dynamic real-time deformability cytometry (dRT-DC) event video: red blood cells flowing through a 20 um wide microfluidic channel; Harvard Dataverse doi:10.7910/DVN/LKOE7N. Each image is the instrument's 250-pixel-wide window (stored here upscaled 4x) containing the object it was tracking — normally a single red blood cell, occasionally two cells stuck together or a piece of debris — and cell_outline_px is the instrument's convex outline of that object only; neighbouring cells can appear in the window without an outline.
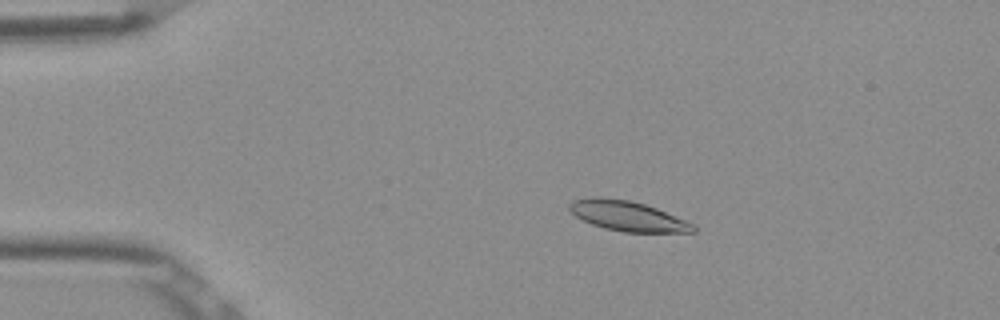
{"species": "Egyptian fruit bat (a non-hibernating species)", "species_latin": "Rousettus aegyptiacus", "temperature_condition": "room temperature", "stored_images_in_passage": 46, "camera_frame_rate_fps": 3000, "um_per_image_px": 0.085, "frame": {"image": 1, "passage_image": 4, "time_ms": 1.0, "image_size_px": [1000, 320], "cell_outline_px": [[696, 232], [624, 232], [604, 228], [592, 224], [576, 216], [568, 208], [568, 204], [572, 200], [596, 196], [632, 200], [656, 208], [696, 224]], "centroid_in_image_um": [53.36, 18.35], "position_along_channel_um": 31.6, "area_um2": 21.73}}
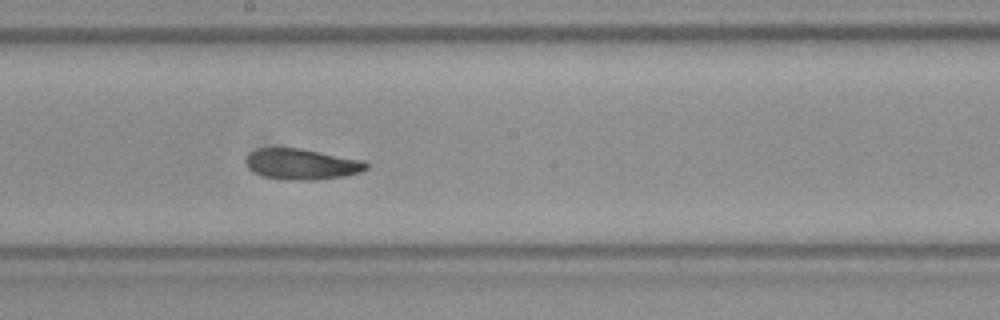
{"frame": {"image": 2, "passage_image": 23, "time_ms": 7.333, "image_size_px": [1000, 320], "cell_outline_px": [[368, 168], [360, 172], [344, 176], [316, 180], [292, 180], [264, 176], [248, 168], [244, 160], [252, 152], [260, 148], [300, 148], [364, 160], [368, 164]], "centroid_in_image_um": [25.68, 13.95], "position_along_channel_um": 222.5, "area_um2": 21.44}}
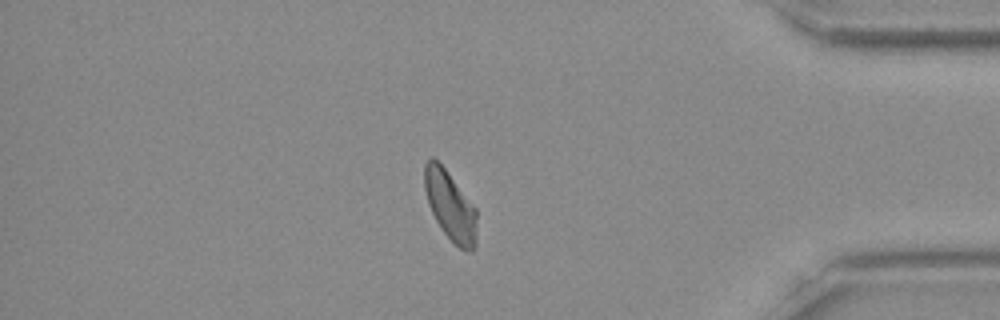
{"frame": {"image": 3, "passage_image": 39, "time_ms": 12.667, "image_size_px": [1000, 320], "cell_outline_px": [[476, 244], [468, 252], [460, 248], [444, 232], [436, 220], [428, 204], [424, 188], [424, 164], [432, 156], [444, 168], [476, 208]], "centroid_in_image_um": [38.26, 17.48], "position_along_channel_um": 396.9, "area_um2": 20.75}, "authors_computed_cell_mechanics": {"area_um2": 21.4727, "velocity_mm_per_s": 3.8554, "shape_relaxation_time_tau1_ms": 3.689, "shape_relaxation_time_tau2_ms": 3.2855, "deformation_change_tau1": 0.1536, "deformation_change_tau2": 0.0967}}